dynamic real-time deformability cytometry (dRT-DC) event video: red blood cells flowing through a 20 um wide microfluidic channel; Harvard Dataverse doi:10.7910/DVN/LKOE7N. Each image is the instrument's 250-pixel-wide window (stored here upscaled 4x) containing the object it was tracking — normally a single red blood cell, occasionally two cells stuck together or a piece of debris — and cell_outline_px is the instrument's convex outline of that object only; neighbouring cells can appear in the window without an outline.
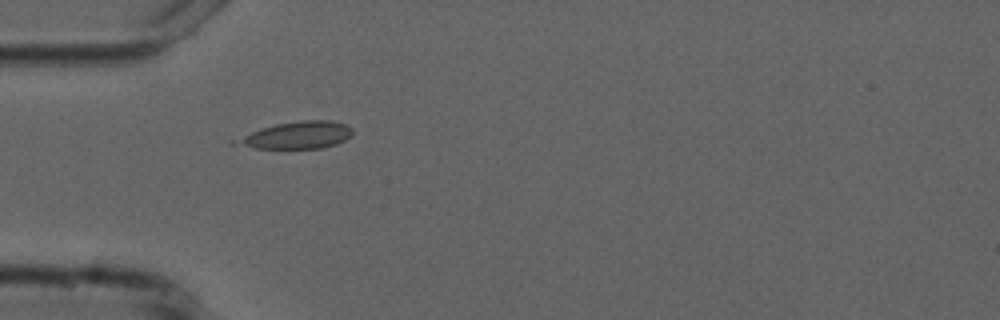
{"species": "common noctule bat (a hibernating species)", "species_latin": "Nyctalus noctula", "temperature_condition": "cold", "stored_images_in_passage": 2, "camera_frame_rate_fps": 3000, "um_per_image_px": 0.085, "animal": {"sex": "male", "forearm_length_mm": 52.5}, "frame": {"image": 1, "passage_image": 1, "time_ms": 0.0, "image_size_px": [1000, 320], "cell_outline_px": [[352, 136], [336, 144], [320, 148], [256, 148], [232, 144], [232, 140], [260, 128], [276, 124], [300, 120], [328, 120], [344, 124], [352, 128]], "centroid_in_image_um": [25.22, 11.49], "position_along_channel_um": 59.8, "area_um2": 18.32}}
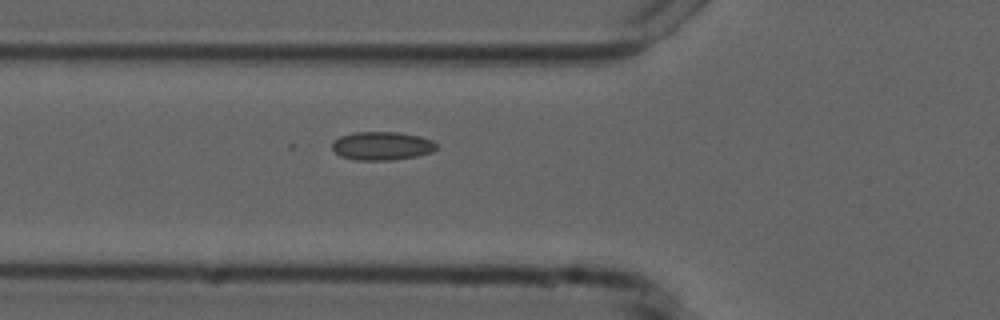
{"frame": {"image": 2, "passage_image": 2, "time_ms": 1.0, "image_size_px": [1000, 320], "cell_outline_px": [[436, 148], [432, 152], [416, 156], [392, 160], [356, 160], [340, 156], [332, 148], [332, 140], [340, 136], [356, 132], [396, 132], [420, 136], [432, 140], [436, 144]], "centroid_in_image_um": [32.44, 12.4], "position_along_channel_um": 93.4, "area_um2": 17.28}}